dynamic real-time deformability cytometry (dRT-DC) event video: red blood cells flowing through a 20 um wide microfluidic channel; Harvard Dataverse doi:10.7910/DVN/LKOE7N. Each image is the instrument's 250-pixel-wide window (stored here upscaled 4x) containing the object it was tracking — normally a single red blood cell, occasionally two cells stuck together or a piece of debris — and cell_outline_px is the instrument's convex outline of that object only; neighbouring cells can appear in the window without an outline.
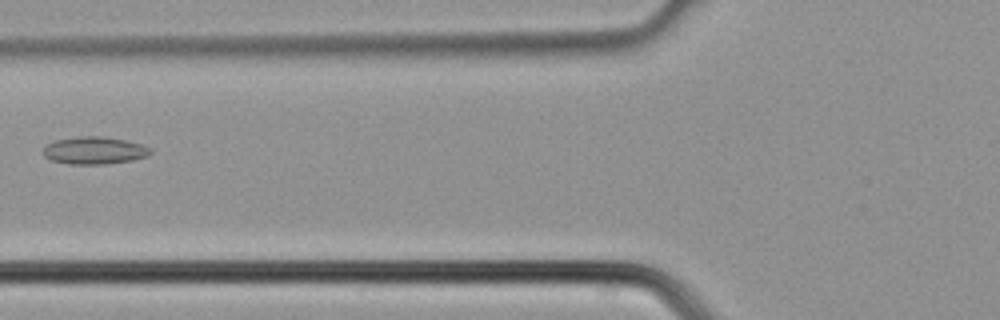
{"species": "common noctule bat (a hibernating species)", "species_latin": "Nyctalus noctula", "temperature_condition": "cold", "stored_images_in_passage": 4, "camera_frame_rate_fps": 3000, "um_per_image_px": 0.085, "animal": {"sex": "male", "body_mass_g": 21.5, "forearm_length_mm": 52.0}, "frame": {"image": 1, "passage_image": 4, "time_ms": 1.0, "image_size_px": [1000, 320], "cell_outline_px": [[152, 152], [148, 156], [132, 160], [108, 164], [68, 164], [52, 160], [44, 156], [40, 152], [40, 148], [44, 144], [52, 140], [80, 136], [100, 136], [124, 140], [140, 144], [152, 148]], "centroid_in_image_um": [7.94, 12.79], "position_along_channel_um": 117.9, "area_um2": 17.51}}